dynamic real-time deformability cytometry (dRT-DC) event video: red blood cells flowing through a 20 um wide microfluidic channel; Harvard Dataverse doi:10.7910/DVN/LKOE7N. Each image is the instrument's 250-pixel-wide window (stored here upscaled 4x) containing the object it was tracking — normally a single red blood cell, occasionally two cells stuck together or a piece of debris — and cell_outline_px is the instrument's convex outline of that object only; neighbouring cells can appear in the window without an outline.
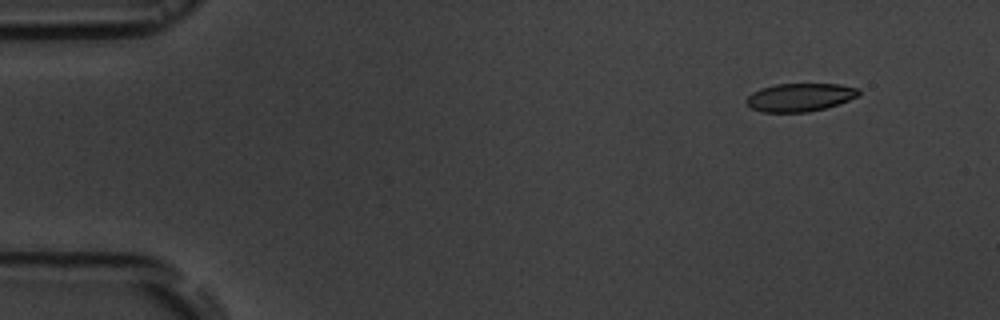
{"species": "common noctule bat (a hibernating species)", "species_latin": "Nyctalus noctula", "temperature_condition": "room temperature", "stored_images_in_passage": 5, "camera_frame_rate_fps": 3000, "um_per_image_px": 0.085, "animal": {"sex": "male", "body_mass_g": 19.5, "forearm_length_mm": 54.6}, "frame": {"image": 1, "passage_image": 2, "time_ms": 1.0, "image_size_px": [1000, 320], "cell_outline_px": [[860, 96], [824, 108], [808, 112], [764, 112], [752, 108], [744, 100], [752, 92], [760, 88], [776, 84], [840, 84], [860, 88]], "centroid_in_image_um": [68.0, 8.26], "position_along_channel_um": 17.0, "area_um2": 18.44}}
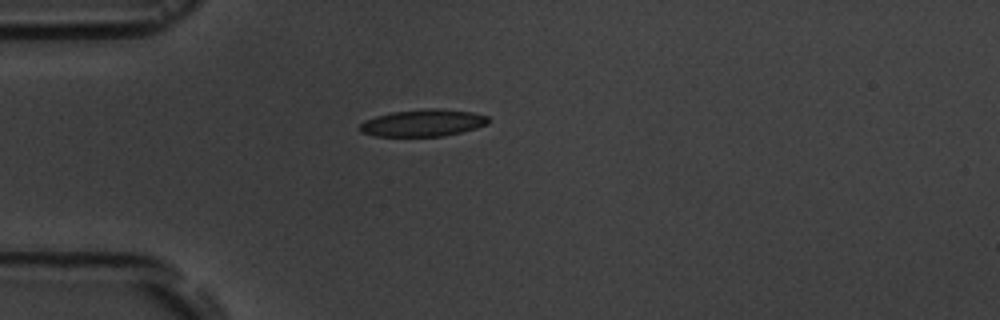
{"frame": {"image": 2, "passage_image": 5, "time_ms": 4.333, "image_size_px": [1000, 320], "cell_outline_px": [[488, 124], [476, 128], [444, 136], [376, 136], [360, 132], [360, 124], [364, 120], [376, 116], [392, 112], [428, 108], [440, 108], [472, 112], [488, 116]], "centroid_in_image_um": [35.95, 10.44], "position_along_channel_um": 49.0, "area_um2": 20.23}}